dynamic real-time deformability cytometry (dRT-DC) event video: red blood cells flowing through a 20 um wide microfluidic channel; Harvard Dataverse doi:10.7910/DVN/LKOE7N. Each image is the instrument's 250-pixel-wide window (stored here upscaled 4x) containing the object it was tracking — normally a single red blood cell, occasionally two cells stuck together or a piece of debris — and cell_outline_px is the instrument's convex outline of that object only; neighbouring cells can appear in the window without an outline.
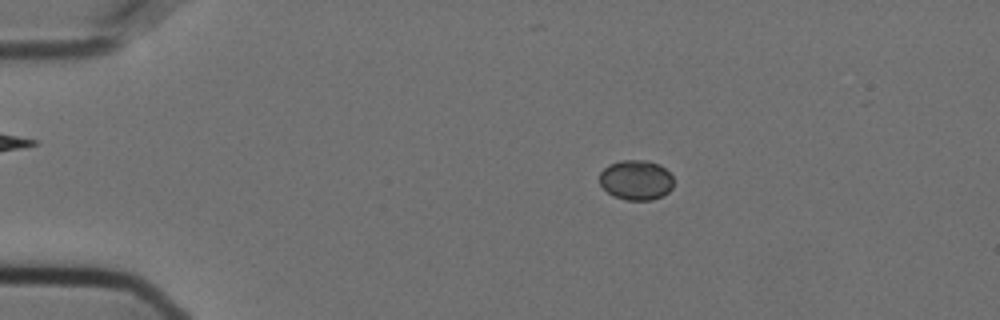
{"species": "Egyptian fruit bat (a non-hibernating species)", "species_latin": "Rousettus aegyptiacus", "temperature_condition": "cold", "stored_images_in_passage": 42, "camera_frame_rate_fps": 3000, "um_per_image_px": 0.085, "animal": {"sex": "female"}, "frame": {"image": 1, "passage_image": 2, "time_ms": 0.333, "image_size_px": [1000, 320], "cell_outline_px": [[672, 188], [668, 192], [652, 200], [624, 200], [612, 196], [600, 184], [600, 172], [608, 164], [620, 160], [644, 160], [660, 164], [672, 176]], "centroid_in_image_um": [54.04, 15.3], "position_along_channel_um": 31.0, "area_um2": 17.28}}
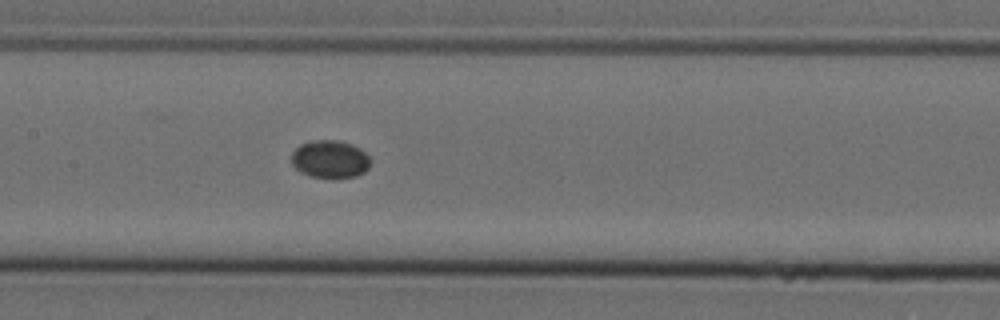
{"frame": {"image": 2, "passage_image": 19, "time_ms": 6.0, "image_size_px": [1000, 320], "cell_outline_px": [[372, 160], [368, 168], [364, 172], [356, 176], [332, 180], [312, 176], [300, 172], [292, 164], [292, 152], [300, 144], [312, 140], [336, 140], [352, 144], [360, 148]], "centroid_in_image_um": [28.07, 13.55], "position_along_channel_um": 179.3, "area_um2": 17.74}}
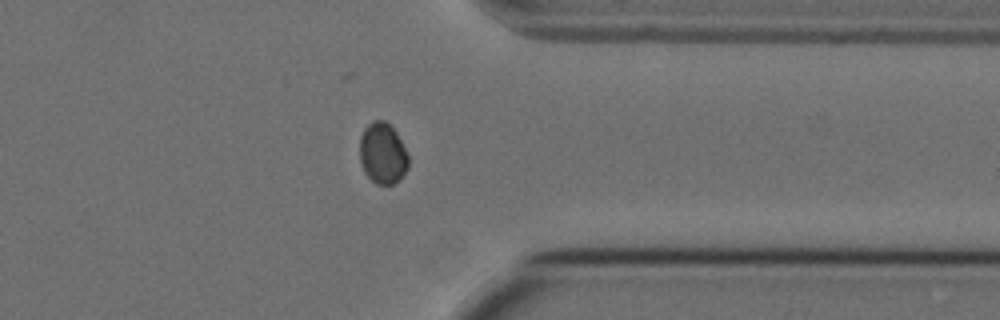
{"frame": {"image": 3, "passage_image": 36, "time_ms": 11.667, "image_size_px": [1000, 320], "cell_outline_px": [[408, 168], [392, 184], [376, 184], [364, 172], [360, 164], [360, 136], [364, 128], [372, 120], [384, 120], [392, 124], [408, 156]], "centroid_in_image_um": [32.49, 12.99], "position_along_channel_um": 378.9, "area_um2": 17.28}}